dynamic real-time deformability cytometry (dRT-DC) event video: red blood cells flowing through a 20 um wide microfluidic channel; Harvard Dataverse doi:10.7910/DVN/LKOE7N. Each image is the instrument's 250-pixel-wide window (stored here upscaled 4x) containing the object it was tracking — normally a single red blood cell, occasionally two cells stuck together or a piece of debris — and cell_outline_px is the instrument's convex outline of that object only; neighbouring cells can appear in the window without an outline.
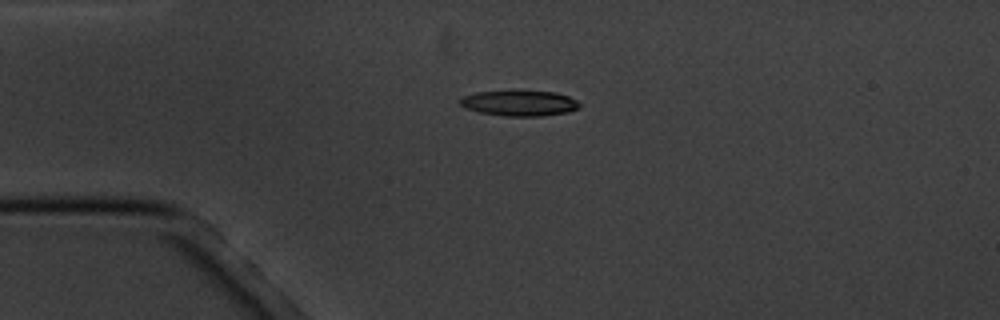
{"species": "common noctule bat (a hibernating species)", "species_latin": "Nyctalus noctula", "temperature_condition": "cold", "stored_images_in_passage": 5, "camera_frame_rate_fps": 3000, "um_per_image_px": 0.085, "animal": {"sex": "male", "body_mass_g": 20.1, "forearm_length_mm": 53.5}, "frame": {"image": 1, "passage_image": 4, "time_ms": 3.667, "image_size_px": [1000, 320], "cell_outline_px": [[580, 108], [568, 112], [540, 116], [508, 116], [480, 112], [464, 108], [460, 104], [460, 100], [464, 96], [476, 92], [556, 92], [568, 96], [576, 100], [580, 104]], "centroid_in_image_um": [44.18, 8.79], "position_along_channel_um": 40.8, "area_um2": 17.34}}